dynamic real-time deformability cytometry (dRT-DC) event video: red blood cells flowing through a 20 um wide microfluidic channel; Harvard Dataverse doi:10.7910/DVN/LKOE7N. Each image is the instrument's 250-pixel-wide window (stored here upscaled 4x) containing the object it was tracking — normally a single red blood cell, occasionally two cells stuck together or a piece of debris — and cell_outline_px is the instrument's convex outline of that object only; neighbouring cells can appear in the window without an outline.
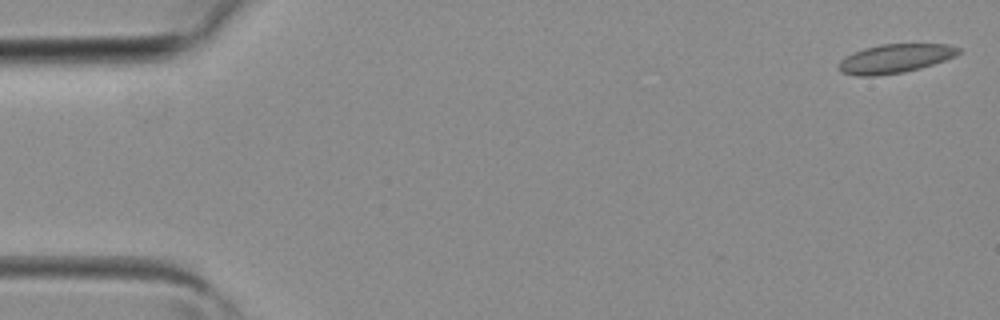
{"species": "common noctule bat (a hibernating species)", "species_latin": "Nyctalus noctula", "temperature_condition": "room temperature", "stored_images_in_passage": 4, "camera_frame_rate_fps": 3000, "um_per_image_px": 0.085, "animal": {"sex": "female", "body_mass_g": 19.3, "forearm_length_mm": 54.1}, "frame": {"image": 1, "passage_image": 1, "time_ms": 0.0, "image_size_px": [1000, 320], "cell_outline_px": [[960, 52], [956, 56], [920, 68], [904, 72], [872, 76], [856, 76], [840, 72], [840, 60], [844, 56], [864, 48], [880, 44], [948, 44], [960, 48]], "centroid_in_image_um": [76.07, 4.97], "position_along_channel_um": 8.9, "area_um2": 20.11}}